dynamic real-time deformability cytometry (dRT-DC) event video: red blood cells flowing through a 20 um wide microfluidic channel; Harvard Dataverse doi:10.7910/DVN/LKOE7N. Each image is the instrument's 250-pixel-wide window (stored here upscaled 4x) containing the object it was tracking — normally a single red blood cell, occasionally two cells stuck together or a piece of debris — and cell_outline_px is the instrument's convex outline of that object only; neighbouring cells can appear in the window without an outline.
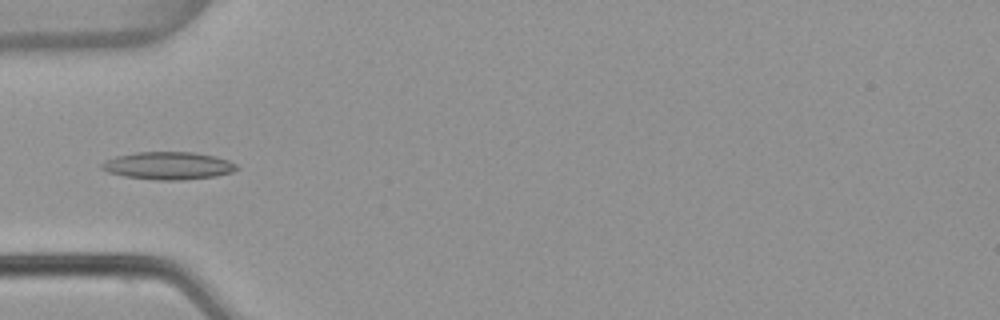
{"species": "common noctule bat (a hibernating species)", "species_latin": "Nyctalus noctula", "temperature_condition": "warm", "stored_images_in_passage": 6, "camera_frame_rate_fps": 3000, "um_per_image_px": 0.085, "animal": {"sex": "female", "body_mass_g": 22.7, "forearm_length_mm": 54.2}, "frame": {"image": 1, "passage_image": 5, "time_ms": 1.333, "image_size_px": [1000, 320], "cell_outline_px": [[240, 168], [232, 172], [216, 176], [184, 180], [156, 180], [124, 176], [108, 172], [100, 168], [100, 164], [104, 160], [116, 156], [136, 152], [192, 152], [216, 156], [228, 160], [236, 164]], "centroid_in_image_um": [14.3, 14.08], "position_along_channel_um": 70.7, "area_um2": 21.91}}
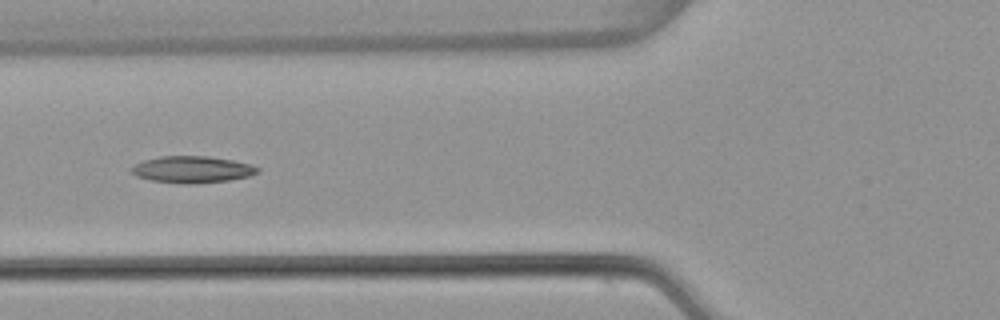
{"frame": {"image": 2, "passage_image": 6, "time_ms": 1.667, "image_size_px": [1000, 320], "cell_outline_px": [[260, 172], [248, 176], [228, 180], [192, 184], [184, 184], [152, 180], [136, 176], [132, 172], [132, 168], [136, 164], [144, 160], [160, 156], [208, 156], [232, 160], [248, 164], [260, 168]], "centroid_in_image_um": [16.35, 14.4], "position_along_channel_um": 109.5, "area_um2": 19.42}}